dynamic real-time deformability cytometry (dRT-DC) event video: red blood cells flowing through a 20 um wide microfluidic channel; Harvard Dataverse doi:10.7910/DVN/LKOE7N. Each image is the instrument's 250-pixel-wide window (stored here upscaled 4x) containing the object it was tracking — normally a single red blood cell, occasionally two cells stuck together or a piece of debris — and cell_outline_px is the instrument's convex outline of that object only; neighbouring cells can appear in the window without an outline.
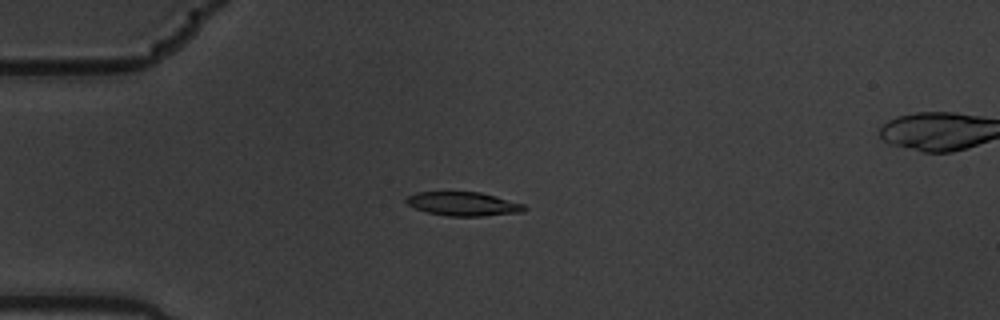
{"species": "common noctule bat (a hibernating species)", "species_latin": "Nyctalus noctula", "temperature_condition": "warm", "stored_images_in_passage": 7, "camera_frame_rate_fps": 3000, "um_per_image_px": 0.085, "animal": {"sex": "male", "body_mass_g": 19.5, "forearm_length_mm": 54.6}, "frame": {"image": 1, "passage_image": 4, "time_ms": 1.0, "image_size_px": [1000, 320], "cell_outline_px": [[528, 208], [520, 212], [480, 216], [448, 216], [428, 212], [416, 208], [408, 204], [404, 200], [408, 196], [416, 192], [480, 192], [496, 196], [524, 204]], "centroid_in_image_um": [39.38, 17.32], "position_along_channel_um": 45.6, "area_um2": 16.24}}
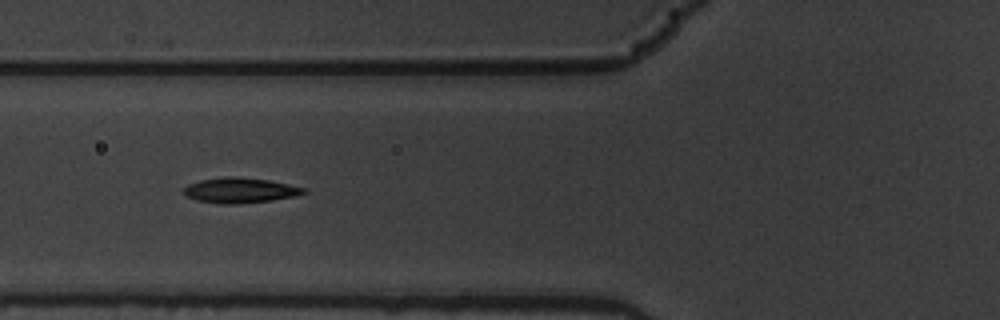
{"frame": {"image": 2, "passage_image": 6, "time_ms": 1.667, "image_size_px": [1000, 320], "cell_outline_px": [[308, 192], [292, 196], [272, 200], [236, 204], [224, 204], [196, 200], [184, 196], [184, 188], [188, 184], [200, 180], [224, 176], [232, 176], [268, 180], [288, 184], [304, 188]], "centroid_in_image_um": [20.35, 16.17], "position_along_channel_um": 105.4, "area_um2": 17.51}}
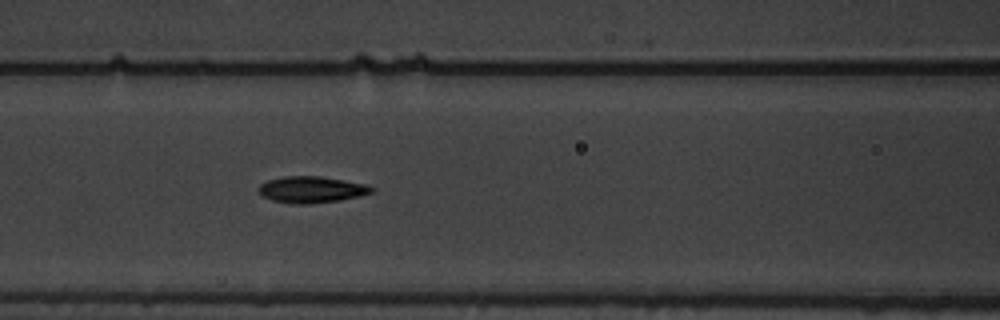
{"frame": {"image": 3, "passage_image": 7, "time_ms": 2.0, "image_size_px": [1000, 320], "cell_outline_px": [[376, 188], [372, 192], [360, 196], [340, 200], [308, 204], [292, 204], [272, 200], [260, 196], [256, 188], [260, 184], [268, 180], [284, 176], [320, 176], [368, 184]], "centroid_in_image_um": [26.46, 16.11], "position_along_channel_um": 140.1, "area_um2": 17.69}}